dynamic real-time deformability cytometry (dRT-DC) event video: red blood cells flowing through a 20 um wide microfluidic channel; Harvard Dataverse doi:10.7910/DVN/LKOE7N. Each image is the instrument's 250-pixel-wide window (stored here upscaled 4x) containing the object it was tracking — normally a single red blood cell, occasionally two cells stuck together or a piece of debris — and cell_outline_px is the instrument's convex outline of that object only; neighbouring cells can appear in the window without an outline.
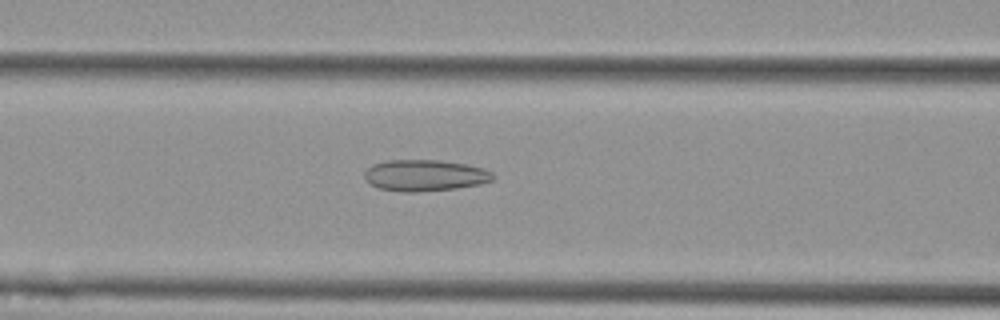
{"species": "Egyptian fruit bat (a non-hibernating species)", "species_latin": "Rousettus aegyptiacus", "temperature_condition": "cold", "stored_images_in_passage": 54, "camera_frame_rate_fps": 3000, "um_per_image_px": 0.085, "animal": {"sex": "female"}, "frame": {"image": 1, "passage_image": 21, "time_ms": 6.667, "image_size_px": [1000, 320], "cell_outline_px": [[496, 176], [492, 180], [480, 184], [456, 188], [416, 192], [404, 192], [380, 188], [372, 184], [364, 176], [364, 172], [372, 164], [388, 160], [440, 160], [464, 164], [484, 168], [492, 172]], "centroid_in_image_um": [36.14, 14.9], "position_along_channel_um": 130.5, "area_um2": 23.35}}
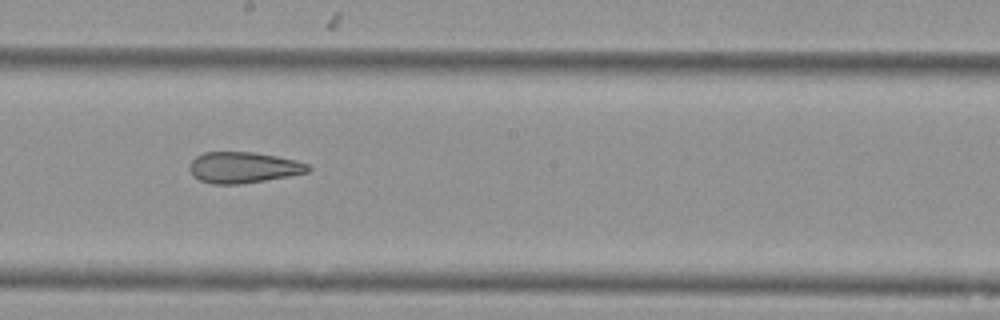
{"frame": {"image": 2, "passage_image": 29, "time_ms": 9.333, "image_size_px": [1000, 320], "cell_outline_px": [[312, 168], [308, 172], [264, 180], [240, 184], [212, 184], [200, 180], [192, 172], [192, 160], [196, 156], [204, 152], [256, 152], [296, 160], [308, 164]], "centroid_in_image_um": [20.72, 14.22], "position_along_channel_um": 227.5, "area_um2": 21.1}}
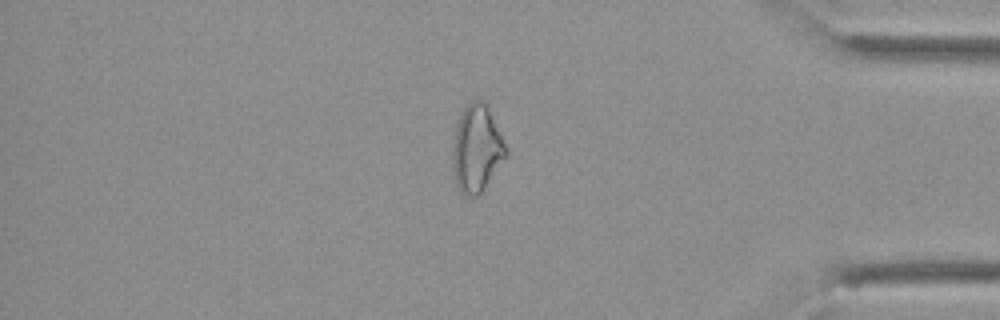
{"frame": {"image": 3, "passage_image": 45, "time_ms": 14.667, "image_size_px": [1000, 320], "cell_outline_px": [[508, 156], [484, 188], [476, 196], [468, 196], [460, 192], [456, 184], [452, 164], [452, 148], [456, 124], [460, 112], [472, 100], [480, 96], [488, 104], [508, 152]], "centroid_in_image_um": [40.52, 12.58], "position_along_channel_um": 394.7, "area_um2": 27.46}, "authors_computed_cell_mechanics": {"area_um2": 26.1256, "velocity_mm_per_s": 3.6559, "shape_relaxation_time_tau1_ms": null, "shape_relaxation_time_tau2_ms": 3.5841, "deformation_change_tau1": null, "deformation_change_tau2": 0.1226}}